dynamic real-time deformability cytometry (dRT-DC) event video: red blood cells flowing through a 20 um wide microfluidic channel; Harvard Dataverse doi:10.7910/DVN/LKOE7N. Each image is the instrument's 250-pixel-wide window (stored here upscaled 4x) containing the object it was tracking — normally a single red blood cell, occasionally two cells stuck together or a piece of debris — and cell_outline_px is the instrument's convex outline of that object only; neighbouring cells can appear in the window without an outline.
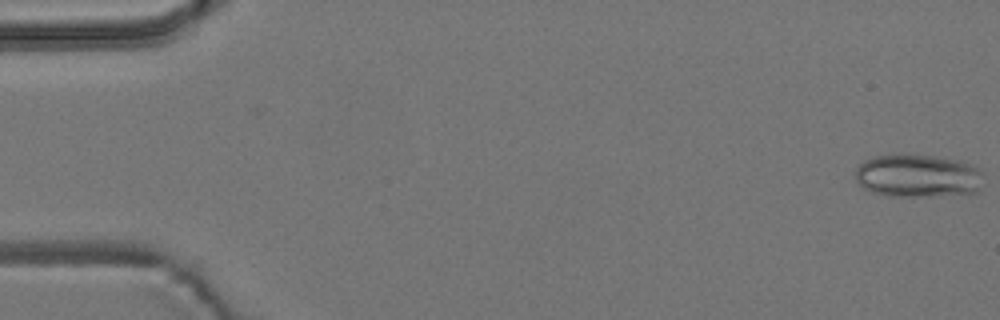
{"species": "common noctule bat (a hibernating species)", "species_latin": "Nyctalus noctula", "temperature_condition": "room temperature", "stored_images_in_passage": 15, "camera_frame_rate_fps": 3000, "um_per_image_px": 0.085, "animal": {"sex": "male", "body_mass_g": 19.2, "forearm_length_mm": 51.8}, "frame": {"image": 1, "passage_image": 1, "time_ms": 0.0, "image_size_px": [1000, 320], "cell_outline_px": [[984, 172], [976, 192], [932, 196], [888, 196], [872, 192], [860, 188], [856, 180], [856, 168], [864, 160], [872, 156], [900, 152], [932, 156], [956, 160], [968, 164]], "centroid_in_image_um": [77.92, 14.92], "position_along_channel_um": 7.1, "area_um2": 32.48}}